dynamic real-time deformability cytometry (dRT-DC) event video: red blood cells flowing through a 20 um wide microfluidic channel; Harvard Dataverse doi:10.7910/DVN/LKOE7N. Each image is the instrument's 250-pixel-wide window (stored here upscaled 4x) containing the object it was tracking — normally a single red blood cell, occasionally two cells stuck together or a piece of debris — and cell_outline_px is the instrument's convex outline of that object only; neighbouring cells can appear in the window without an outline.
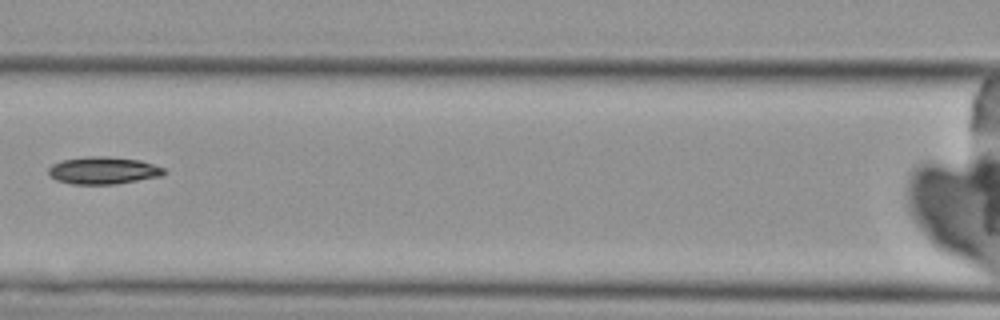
{"species": "Egyptian fruit bat (a non-hibernating species)", "species_latin": "Rousettus aegyptiacus", "temperature_condition": "cold", "stored_images_in_passage": 5, "camera_frame_rate_fps": 3000, "um_per_image_px": 0.085, "animal": {"sex": "female"}, "frame": {"image": 1, "passage_image": 5, "time_ms": 4.667, "image_size_px": [1000, 320], "cell_outline_px": [[168, 172], [160, 176], [116, 184], [72, 184], [56, 180], [48, 176], [48, 168], [52, 164], [64, 160], [88, 156], [108, 156], [140, 160], [164, 168]], "centroid_in_image_um": [8.76, 14.49], "position_along_channel_um": 157.8, "area_um2": 18.44}}